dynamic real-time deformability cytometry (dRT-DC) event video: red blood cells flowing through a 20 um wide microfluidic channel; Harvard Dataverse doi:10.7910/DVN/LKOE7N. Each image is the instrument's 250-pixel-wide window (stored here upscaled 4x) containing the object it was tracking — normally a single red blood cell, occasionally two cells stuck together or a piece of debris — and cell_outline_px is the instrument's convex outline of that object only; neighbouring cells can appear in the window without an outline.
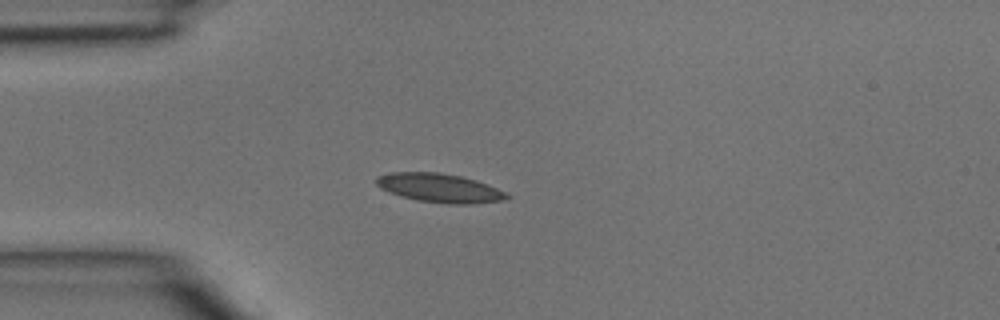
{"species": "common noctule bat (a hibernating species)", "species_latin": "Nyctalus noctula", "temperature_condition": "room temperature", "stored_images_in_passage": 4, "camera_frame_rate_fps": 3000, "um_per_image_px": 0.085, "animal": {"sex": "male", "body_mass_g": 15.6}, "frame": {"image": 1, "passage_image": 4, "time_ms": 1.0, "image_size_px": [1000, 320], "cell_outline_px": [[512, 196], [504, 200], [472, 204], [448, 204], [416, 200], [400, 196], [388, 192], [380, 188], [376, 184], [376, 176], [392, 172], [436, 172], [460, 176], [476, 180], [496, 188]], "centroid_in_image_um": [37.33, 15.98], "position_along_channel_um": 47.7, "area_um2": 21.96}}